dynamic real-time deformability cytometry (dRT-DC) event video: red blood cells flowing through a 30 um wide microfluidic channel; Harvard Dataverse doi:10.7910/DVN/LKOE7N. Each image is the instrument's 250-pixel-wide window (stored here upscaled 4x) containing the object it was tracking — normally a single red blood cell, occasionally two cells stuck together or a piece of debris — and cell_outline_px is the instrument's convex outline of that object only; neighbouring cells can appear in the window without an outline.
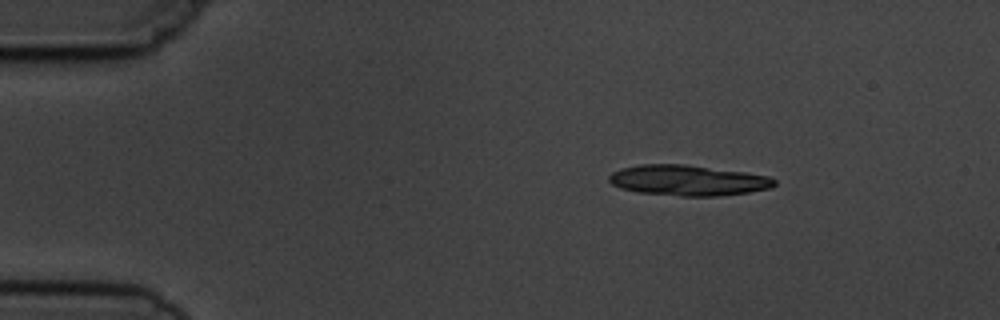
{"species": "common noctule bat (a hibernating species)", "species_latin": "Nyctalus noctula", "temperature_condition": "cold", "stored_images_in_passage": 3, "camera_frame_rate_fps": 3000, "um_per_image_px": 0.085, "animal": {"sex": "male", "body_mass_g": 19.5, "forearm_length_mm": 54.6}, "frame": {"image": 1, "passage_image": 1, "time_ms": 0.0, "image_size_px": [1000, 320], "cell_outline_px": [[776, 184], [772, 188], [748, 192], [720, 196], [680, 196], [640, 192], [620, 188], [612, 184], [608, 180], [608, 176], [612, 172], [620, 168], [640, 164], [684, 164], [744, 172], [768, 176], [776, 180]], "centroid_in_image_um": [58.46, 15.33], "position_along_channel_um": 26.5, "area_um2": 29.48}}